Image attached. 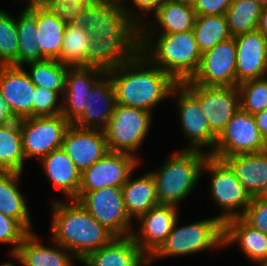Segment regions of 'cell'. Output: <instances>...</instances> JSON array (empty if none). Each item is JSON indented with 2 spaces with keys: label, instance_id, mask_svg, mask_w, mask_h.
<instances>
[{
  "label": "cell",
  "instance_id": "obj_1",
  "mask_svg": "<svg viewBox=\"0 0 267 266\" xmlns=\"http://www.w3.org/2000/svg\"><path fill=\"white\" fill-rule=\"evenodd\" d=\"M114 85L116 104L147 110L168 96L178 84L153 65L141 52L130 61L107 71Z\"/></svg>",
  "mask_w": 267,
  "mask_h": 266
},
{
  "label": "cell",
  "instance_id": "obj_2",
  "mask_svg": "<svg viewBox=\"0 0 267 266\" xmlns=\"http://www.w3.org/2000/svg\"><path fill=\"white\" fill-rule=\"evenodd\" d=\"M149 23L147 20L140 28V52L177 83L191 80L197 73L202 58L193 30L158 33L160 30L157 27L154 29V24L149 26Z\"/></svg>",
  "mask_w": 267,
  "mask_h": 266
},
{
  "label": "cell",
  "instance_id": "obj_3",
  "mask_svg": "<svg viewBox=\"0 0 267 266\" xmlns=\"http://www.w3.org/2000/svg\"><path fill=\"white\" fill-rule=\"evenodd\" d=\"M69 202H52L51 238L82 261L116 236L92 217L77 200L70 199Z\"/></svg>",
  "mask_w": 267,
  "mask_h": 266
},
{
  "label": "cell",
  "instance_id": "obj_4",
  "mask_svg": "<svg viewBox=\"0 0 267 266\" xmlns=\"http://www.w3.org/2000/svg\"><path fill=\"white\" fill-rule=\"evenodd\" d=\"M207 156L208 152L184 149L163 162L160 170L151 171L159 204L178 207L193 192Z\"/></svg>",
  "mask_w": 267,
  "mask_h": 266
},
{
  "label": "cell",
  "instance_id": "obj_5",
  "mask_svg": "<svg viewBox=\"0 0 267 266\" xmlns=\"http://www.w3.org/2000/svg\"><path fill=\"white\" fill-rule=\"evenodd\" d=\"M74 23L107 43H140V27L118 3L93 0Z\"/></svg>",
  "mask_w": 267,
  "mask_h": 266
},
{
  "label": "cell",
  "instance_id": "obj_6",
  "mask_svg": "<svg viewBox=\"0 0 267 266\" xmlns=\"http://www.w3.org/2000/svg\"><path fill=\"white\" fill-rule=\"evenodd\" d=\"M178 222L177 219L165 242L149 258V263L163 257L185 256L213 247H224V224L217 216L186 226L178 227Z\"/></svg>",
  "mask_w": 267,
  "mask_h": 266
},
{
  "label": "cell",
  "instance_id": "obj_7",
  "mask_svg": "<svg viewBox=\"0 0 267 266\" xmlns=\"http://www.w3.org/2000/svg\"><path fill=\"white\" fill-rule=\"evenodd\" d=\"M202 170L211 175V198L222 209V213L217 218L224 224L227 220L242 217L252 197L231 167L223 159L208 154Z\"/></svg>",
  "mask_w": 267,
  "mask_h": 266
},
{
  "label": "cell",
  "instance_id": "obj_8",
  "mask_svg": "<svg viewBox=\"0 0 267 266\" xmlns=\"http://www.w3.org/2000/svg\"><path fill=\"white\" fill-rule=\"evenodd\" d=\"M151 115L147 110L116 104L103 130L108 150L135 156L148 134Z\"/></svg>",
  "mask_w": 267,
  "mask_h": 266
},
{
  "label": "cell",
  "instance_id": "obj_9",
  "mask_svg": "<svg viewBox=\"0 0 267 266\" xmlns=\"http://www.w3.org/2000/svg\"><path fill=\"white\" fill-rule=\"evenodd\" d=\"M198 102L211 131L218 137L240 109L237 86H203L191 80L180 83Z\"/></svg>",
  "mask_w": 267,
  "mask_h": 266
},
{
  "label": "cell",
  "instance_id": "obj_10",
  "mask_svg": "<svg viewBox=\"0 0 267 266\" xmlns=\"http://www.w3.org/2000/svg\"><path fill=\"white\" fill-rule=\"evenodd\" d=\"M75 200L116 237L132 234V220L127 214L121 188L105 187L91 192H78Z\"/></svg>",
  "mask_w": 267,
  "mask_h": 266
},
{
  "label": "cell",
  "instance_id": "obj_11",
  "mask_svg": "<svg viewBox=\"0 0 267 266\" xmlns=\"http://www.w3.org/2000/svg\"><path fill=\"white\" fill-rule=\"evenodd\" d=\"M70 125L62 114L21 119L20 132L25 158L37 157L40 160L62 148L65 132Z\"/></svg>",
  "mask_w": 267,
  "mask_h": 266
},
{
  "label": "cell",
  "instance_id": "obj_12",
  "mask_svg": "<svg viewBox=\"0 0 267 266\" xmlns=\"http://www.w3.org/2000/svg\"><path fill=\"white\" fill-rule=\"evenodd\" d=\"M266 150L267 143L258 130L254 116L240 108L217 137L214 150L210 155L223 159L231 155Z\"/></svg>",
  "mask_w": 267,
  "mask_h": 266
},
{
  "label": "cell",
  "instance_id": "obj_13",
  "mask_svg": "<svg viewBox=\"0 0 267 266\" xmlns=\"http://www.w3.org/2000/svg\"><path fill=\"white\" fill-rule=\"evenodd\" d=\"M138 163L137 155L108 151L81 172L79 192H91L105 187L121 188Z\"/></svg>",
  "mask_w": 267,
  "mask_h": 266
},
{
  "label": "cell",
  "instance_id": "obj_14",
  "mask_svg": "<svg viewBox=\"0 0 267 266\" xmlns=\"http://www.w3.org/2000/svg\"><path fill=\"white\" fill-rule=\"evenodd\" d=\"M235 38L218 43L202 54L200 67L191 81L203 86H236Z\"/></svg>",
  "mask_w": 267,
  "mask_h": 266
},
{
  "label": "cell",
  "instance_id": "obj_15",
  "mask_svg": "<svg viewBox=\"0 0 267 266\" xmlns=\"http://www.w3.org/2000/svg\"><path fill=\"white\" fill-rule=\"evenodd\" d=\"M178 95L177 105L181 121V127L185 137L189 139L186 150L202 151L209 148L208 154L214 150L217 136L211 131L208 120L203 115L199 102L178 83L172 90L171 95Z\"/></svg>",
  "mask_w": 267,
  "mask_h": 266
},
{
  "label": "cell",
  "instance_id": "obj_16",
  "mask_svg": "<svg viewBox=\"0 0 267 266\" xmlns=\"http://www.w3.org/2000/svg\"><path fill=\"white\" fill-rule=\"evenodd\" d=\"M178 207L159 204L149 209L137 220L141 223L139 231H132L137 246L150 258L165 242L178 219Z\"/></svg>",
  "mask_w": 267,
  "mask_h": 266
},
{
  "label": "cell",
  "instance_id": "obj_17",
  "mask_svg": "<svg viewBox=\"0 0 267 266\" xmlns=\"http://www.w3.org/2000/svg\"><path fill=\"white\" fill-rule=\"evenodd\" d=\"M236 86L267 76V38L258 30L235 36Z\"/></svg>",
  "mask_w": 267,
  "mask_h": 266
},
{
  "label": "cell",
  "instance_id": "obj_18",
  "mask_svg": "<svg viewBox=\"0 0 267 266\" xmlns=\"http://www.w3.org/2000/svg\"><path fill=\"white\" fill-rule=\"evenodd\" d=\"M62 149L81 172L109 151L103 130L79 128L73 124L65 132Z\"/></svg>",
  "mask_w": 267,
  "mask_h": 266
},
{
  "label": "cell",
  "instance_id": "obj_19",
  "mask_svg": "<svg viewBox=\"0 0 267 266\" xmlns=\"http://www.w3.org/2000/svg\"><path fill=\"white\" fill-rule=\"evenodd\" d=\"M116 106V95L110 75L105 72L94 84L76 127L104 130Z\"/></svg>",
  "mask_w": 267,
  "mask_h": 266
},
{
  "label": "cell",
  "instance_id": "obj_20",
  "mask_svg": "<svg viewBox=\"0 0 267 266\" xmlns=\"http://www.w3.org/2000/svg\"><path fill=\"white\" fill-rule=\"evenodd\" d=\"M105 73L95 67H70L62 97V115L73 124L84 112L93 84ZM65 99V100H64Z\"/></svg>",
  "mask_w": 267,
  "mask_h": 266
},
{
  "label": "cell",
  "instance_id": "obj_21",
  "mask_svg": "<svg viewBox=\"0 0 267 266\" xmlns=\"http://www.w3.org/2000/svg\"><path fill=\"white\" fill-rule=\"evenodd\" d=\"M35 85L23 66L6 65L0 75V91L19 119L33 117Z\"/></svg>",
  "mask_w": 267,
  "mask_h": 266
},
{
  "label": "cell",
  "instance_id": "obj_22",
  "mask_svg": "<svg viewBox=\"0 0 267 266\" xmlns=\"http://www.w3.org/2000/svg\"><path fill=\"white\" fill-rule=\"evenodd\" d=\"M86 266H143L149 257L137 246L132 236L115 237L110 243L88 254L82 261Z\"/></svg>",
  "mask_w": 267,
  "mask_h": 266
},
{
  "label": "cell",
  "instance_id": "obj_23",
  "mask_svg": "<svg viewBox=\"0 0 267 266\" xmlns=\"http://www.w3.org/2000/svg\"><path fill=\"white\" fill-rule=\"evenodd\" d=\"M54 246H44L40 238L31 232L23 239L13 257L23 266H73L74 259L79 261L62 245L54 242Z\"/></svg>",
  "mask_w": 267,
  "mask_h": 266
},
{
  "label": "cell",
  "instance_id": "obj_24",
  "mask_svg": "<svg viewBox=\"0 0 267 266\" xmlns=\"http://www.w3.org/2000/svg\"><path fill=\"white\" fill-rule=\"evenodd\" d=\"M224 246L238 243L246 257L260 264L267 261V235L249 225L242 217L224 223Z\"/></svg>",
  "mask_w": 267,
  "mask_h": 266
},
{
  "label": "cell",
  "instance_id": "obj_25",
  "mask_svg": "<svg viewBox=\"0 0 267 266\" xmlns=\"http://www.w3.org/2000/svg\"><path fill=\"white\" fill-rule=\"evenodd\" d=\"M43 170L50 182L56 186L67 199L78 197L81 171L62 148L52 151L40 159Z\"/></svg>",
  "mask_w": 267,
  "mask_h": 266
},
{
  "label": "cell",
  "instance_id": "obj_26",
  "mask_svg": "<svg viewBox=\"0 0 267 266\" xmlns=\"http://www.w3.org/2000/svg\"><path fill=\"white\" fill-rule=\"evenodd\" d=\"M251 197H256L267 183V150L223 158Z\"/></svg>",
  "mask_w": 267,
  "mask_h": 266
},
{
  "label": "cell",
  "instance_id": "obj_27",
  "mask_svg": "<svg viewBox=\"0 0 267 266\" xmlns=\"http://www.w3.org/2000/svg\"><path fill=\"white\" fill-rule=\"evenodd\" d=\"M140 52V43H107L91 36V46L86 52V67L105 72L130 61Z\"/></svg>",
  "mask_w": 267,
  "mask_h": 266
},
{
  "label": "cell",
  "instance_id": "obj_28",
  "mask_svg": "<svg viewBox=\"0 0 267 266\" xmlns=\"http://www.w3.org/2000/svg\"><path fill=\"white\" fill-rule=\"evenodd\" d=\"M133 173L121 187L125 208L131 220L133 218L138 219L149 209L159 205L156 182L151 172L137 179L131 178Z\"/></svg>",
  "mask_w": 267,
  "mask_h": 266
},
{
  "label": "cell",
  "instance_id": "obj_29",
  "mask_svg": "<svg viewBox=\"0 0 267 266\" xmlns=\"http://www.w3.org/2000/svg\"><path fill=\"white\" fill-rule=\"evenodd\" d=\"M21 173L0 171V213L16 219L29 233L32 222L25 197L18 188Z\"/></svg>",
  "mask_w": 267,
  "mask_h": 266
},
{
  "label": "cell",
  "instance_id": "obj_30",
  "mask_svg": "<svg viewBox=\"0 0 267 266\" xmlns=\"http://www.w3.org/2000/svg\"><path fill=\"white\" fill-rule=\"evenodd\" d=\"M66 24L44 6H37L36 43L46 59L59 60Z\"/></svg>",
  "mask_w": 267,
  "mask_h": 266
},
{
  "label": "cell",
  "instance_id": "obj_31",
  "mask_svg": "<svg viewBox=\"0 0 267 266\" xmlns=\"http://www.w3.org/2000/svg\"><path fill=\"white\" fill-rule=\"evenodd\" d=\"M16 19L18 32L17 66H24L30 62L46 60L36 43L37 6L23 7Z\"/></svg>",
  "mask_w": 267,
  "mask_h": 266
},
{
  "label": "cell",
  "instance_id": "obj_32",
  "mask_svg": "<svg viewBox=\"0 0 267 266\" xmlns=\"http://www.w3.org/2000/svg\"><path fill=\"white\" fill-rule=\"evenodd\" d=\"M153 17L162 29L159 33L186 32L193 30L196 12L193 6L173 0L161 3Z\"/></svg>",
  "mask_w": 267,
  "mask_h": 266
},
{
  "label": "cell",
  "instance_id": "obj_33",
  "mask_svg": "<svg viewBox=\"0 0 267 266\" xmlns=\"http://www.w3.org/2000/svg\"><path fill=\"white\" fill-rule=\"evenodd\" d=\"M25 156L22 148L20 120L0 127V171L23 172Z\"/></svg>",
  "mask_w": 267,
  "mask_h": 266
},
{
  "label": "cell",
  "instance_id": "obj_34",
  "mask_svg": "<svg viewBox=\"0 0 267 266\" xmlns=\"http://www.w3.org/2000/svg\"><path fill=\"white\" fill-rule=\"evenodd\" d=\"M91 46V35L78 24H66L58 60L69 67H86V52Z\"/></svg>",
  "mask_w": 267,
  "mask_h": 266
},
{
  "label": "cell",
  "instance_id": "obj_35",
  "mask_svg": "<svg viewBox=\"0 0 267 266\" xmlns=\"http://www.w3.org/2000/svg\"><path fill=\"white\" fill-rule=\"evenodd\" d=\"M193 34L202 54L232 38L225 15L196 16Z\"/></svg>",
  "mask_w": 267,
  "mask_h": 266
},
{
  "label": "cell",
  "instance_id": "obj_36",
  "mask_svg": "<svg viewBox=\"0 0 267 266\" xmlns=\"http://www.w3.org/2000/svg\"><path fill=\"white\" fill-rule=\"evenodd\" d=\"M262 8L257 0H233L224 14L232 37L257 30Z\"/></svg>",
  "mask_w": 267,
  "mask_h": 266
},
{
  "label": "cell",
  "instance_id": "obj_37",
  "mask_svg": "<svg viewBox=\"0 0 267 266\" xmlns=\"http://www.w3.org/2000/svg\"><path fill=\"white\" fill-rule=\"evenodd\" d=\"M25 65L30 66V73L27 72L35 86L56 91L63 97L69 66L53 59L30 62Z\"/></svg>",
  "mask_w": 267,
  "mask_h": 266
},
{
  "label": "cell",
  "instance_id": "obj_38",
  "mask_svg": "<svg viewBox=\"0 0 267 266\" xmlns=\"http://www.w3.org/2000/svg\"><path fill=\"white\" fill-rule=\"evenodd\" d=\"M240 108L252 115L267 109V76L239 84Z\"/></svg>",
  "mask_w": 267,
  "mask_h": 266
},
{
  "label": "cell",
  "instance_id": "obj_39",
  "mask_svg": "<svg viewBox=\"0 0 267 266\" xmlns=\"http://www.w3.org/2000/svg\"><path fill=\"white\" fill-rule=\"evenodd\" d=\"M18 32L16 20L0 10V60L5 65L17 66Z\"/></svg>",
  "mask_w": 267,
  "mask_h": 266
},
{
  "label": "cell",
  "instance_id": "obj_40",
  "mask_svg": "<svg viewBox=\"0 0 267 266\" xmlns=\"http://www.w3.org/2000/svg\"><path fill=\"white\" fill-rule=\"evenodd\" d=\"M59 98L60 94L58 92L36 86L34 91V100H32L33 117L55 116L62 114V103H57Z\"/></svg>",
  "mask_w": 267,
  "mask_h": 266
},
{
  "label": "cell",
  "instance_id": "obj_41",
  "mask_svg": "<svg viewBox=\"0 0 267 266\" xmlns=\"http://www.w3.org/2000/svg\"><path fill=\"white\" fill-rule=\"evenodd\" d=\"M29 232L16 220L0 213V243L13 244V256Z\"/></svg>",
  "mask_w": 267,
  "mask_h": 266
},
{
  "label": "cell",
  "instance_id": "obj_42",
  "mask_svg": "<svg viewBox=\"0 0 267 266\" xmlns=\"http://www.w3.org/2000/svg\"><path fill=\"white\" fill-rule=\"evenodd\" d=\"M90 2L65 3L60 0H48L43 6L52 14L60 18L65 24L74 23L85 6Z\"/></svg>",
  "mask_w": 267,
  "mask_h": 266
},
{
  "label": "cell",
  "instance_id": "obj_43",
  "mask_svg": "<svg viewBox=\"0 0 267 266\" xmlns=\"http://www.w3.org/2000/svg\"><path fill=\"white\" fill-rule=\"evenodd\" d=\"M242 218L249 225L267 235V201L252 197Z\"/></svg>",
  "mask_w": 267,
  "mask_h": 266
},
{
  "label": "cell",
  "instance_id": "obj_44",
  "mask_svg": "<svg viewBox=\"0 0 267 266\" xmlns=\"http://www.w3.org/2000/svg\"><path fill=\"white\" fill-rule=\"evenodd\" d=\"M233 0H198L193 7L196 16L224 15Z\"/></svg>",
  "mask_w": 267,
  "mask_h": 266
},
{
  "label": "cell",
  "instance_id": "obj_45",
  "mask_svg": "<svg viewBox=\"0 0 267 266\" xmlns=\"http://www.w3.org/2000/svg\"><path fill=\"white\" fill-rule=\"evenodd\" d=\"M133 3L135 4V6H137V8L139 9V13H135L134 10L129 9V7H127L128 5L125 3H121L124 11L127 13V15L141 28V26L146 22V19L145 21H142L144 18H141V15L143 17V12H153L155 13L157 8L160 6V2L159 0H132ZM126 4V6H125ZM142 14H141V13ZM141 14V15H139Z\"/></svg>",
  "mask_w": 267,
  "mask_h": 266
},
{
  "label": "cell",
  "instance_id": "obj_46",
  "mask_svg": "<svg viewBox=\"0 0 267 266\" xmlns=\"http://www.w3.org/2000/svg\"><path fill=\"white\" fill-rule=\"evenodd\" d=\"M18 120L19 119L14 115L10 104L0 91V127L12 124Z\"/></svg>",
  "mask_w": 267,
  "mask_h": 266
},
{
  "label": "cell",
  "instance_id": "obj_47",
  "mask_svg": "<svg viewBox=\"0 0 267 266\" xmlns=\"http://www.w3.org/2000/svg\"><path fill=\"white\" fill-rule=\"evenodd\" d=\"M262 138L267 143V109L253 115Z\"/></svg>",
  "mask_w": 267,
  "mask_h": 266
},
{
  "label": "cell",
  "instance_id": "obj_48",
  "mask_svg": "<svg viewBox=\"0 0 267 266\" xmlns=\"http://www.w3.org/2000/svg\"><path fill=\"white\" fill-rule=\"evenodd\" d=\"M257 30L267 38V6L262 8Z\"/></svg>",
  "mask_w": 267,
  "mask_h": 266
},
{
  "label": "cell",
  "instance_id": "obj_49",
  "mask_svg": "<svg viewBox=\"0 0 267 266\" xmlns=\"http://www.w3.org/2000/svg\"><path fill=\"white\" fill-rule=\"evenodd\" d=\"M48 0H29L26 7L29 6H43Z\"/></svg>",
  "mask_w": 267,
  "mask_h": 266
},
{
  "label": "cell",
  "instance_id": "obj_50",
  "mask_svg": "<svg viewBox=\"0 0 267 266\" xmlns=\"http://www.w3.org/2000/svg\"><path fill=\"white\" fill-rule=\"evenodd\" d=\"M256 198L267 201V183L260 191V193L256 196Z\"/></svg>",
  "mask_w": 267,
  "mask_h": 266
},
{
  "label": "cell",
  "instance_id": "obj_51",
  "mask_svg": "<svg viewBox=\"0 0 267 266\" xmlns=\"http://www.w3.org/2000/svg\"><path fill=\"white\" fill-rule=\"evenodd\" d=\"M177 1H180L181 3L194 7L198 0H177Z\"/></svg>",
  "mask_w": 267,
  "mask_h": 266
},
{
  "label": "cell",
  "instance_id": "obj_52",
  "mask_svg": "<svg viewBox=\"0 0 267 266\" xmlns=\"http://www.w3.org/2000/svg\"><path fill=\"white\" fill-rule=\"evenodd\" d=\"M60 1L65 3H72V2L79 3V2H92L93 0H60Z\"/></svg>",
  "mask_w": 267,
  "mask_h": 266
},
{
  "label": "cell",
  "instance_id": "obj_53",
  "mask_svg": "<svg viewBox=\"0 0 267 266\" xmlns=\"http://www.w3.org/2000/svg\"><path fill=\"white\" fill-rule=\"evenodd\" d=\"M107 1L118 3V4H121V3H124L125 2V0H107Z\"/></svg>",
  "mask_w": 267,
  "mask_h": 266
},
{
  "label": "cell",
  "instance_id": "obj_54",
  "mask_svg": "<svg viewBox=\"0 0 267 266\" xmlns=\"http://www.w3.org/2000/svg\"><path fill=\"white\" fill-rule=\"evenodd\" d=\"M263 7L267 6V0H257Z\"/></svg>",
  "mask_w": 267,
  "mask_h": 266
},
{
  "label": "cell",
  "instance_id": "obj_55",
  "mask_svg": "<svg viewBox=\"0 0 267 266\" xmlns=\"http://www.w3.org/2000/svg\"><path fill=\"white\" fill-rule=\"evenodd\" d=\"M6 65L0 60V75Z\"/></svg>",
  "mask_w": 267,
  "mask_h": 266
},
{
  "label": "cell",
  "instance_id": "obj_56",
  "mask_svg": "<svg viewBox=\"0 0 267 266\" xmlns=\"http://www.w3.org/2000/svg\"><path fill=\"white\" fill-rule=\"evenodd\" d=\"M0 266H15L14 264H12V263H8V262H6V263H3V264H0Z\"/></svg>",
  "mask_w": 267,
  "mask_h": 266
},
{
  "label": "cell",
  "instance_id": "obj_57",
  "mask_svg": "<svg viewBox=\"0 0 267 266\" xmlns=\"http://www.w3.org/2000/svg\"><path fill=\"white\" fill-rule=\"evenodd\" d=\"M259 266H267V261L260 263Z\"/></svg>",
  "mask_w": 267,
  "mask_h": 266
},
{
  "label": "cell",
  "instance_id": "obj_58",
  "mask_svg": "<svg viewBox=\"0 0 267 266\" xmlns=\"http://www.w3.org/2000/svg\"><path fill=\"white\" fill-rule=\"evenodd\" d=\"M168 1H173V0H159L160 3L168 2Z\"/></svg>",
  "mask_w": 267,
  "mask_h": 266
}]
</instances>
